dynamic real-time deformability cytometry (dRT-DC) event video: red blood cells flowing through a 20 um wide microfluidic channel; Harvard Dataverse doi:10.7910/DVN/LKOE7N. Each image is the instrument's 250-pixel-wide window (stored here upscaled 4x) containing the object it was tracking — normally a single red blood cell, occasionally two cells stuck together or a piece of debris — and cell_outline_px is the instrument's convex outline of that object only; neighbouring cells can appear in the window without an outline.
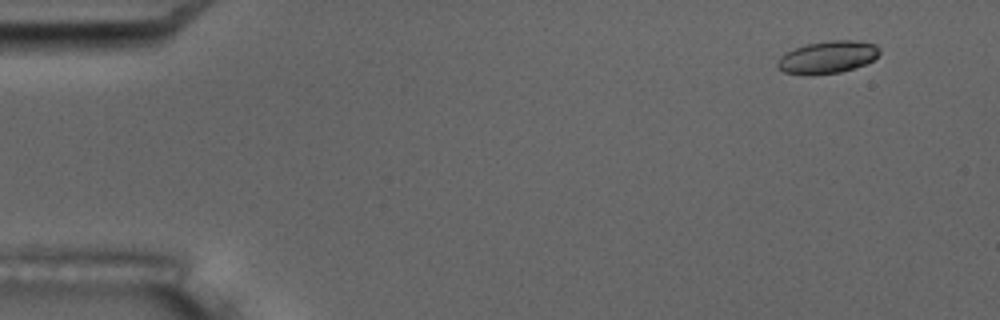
{"species": "common noctule bat (a hibernating species)", "species_latin": "Nyctalus noctula", "temperature_condition": "room temperature", "stored_images_in_passage": 7, "camera_frame_rate_fps": 3000, "um_per_image_px": 0.085, "animal": {"sex": "male", "body_mass_g": 17.5, "forearm_length_mm": 52.3}, "frame": {"image": 1, "passage_image": 2, "time_ms": 1.0, "image_size_px": [1000, 320], "cell_outline_px": [[880, 52], [872, 60], [864, 64], [840, 72], [812, 76], [804, 76], [784, 72], [776, 68], [776, 64], [780, 56], [796, 48], [808, 44], [832, 40], [856, 40], [876, 44], [880, 48]], "centroid_in_image_um": [70.32, 4.88], "position_along_channel_um": 14.7, "area_um2": 19.36}}
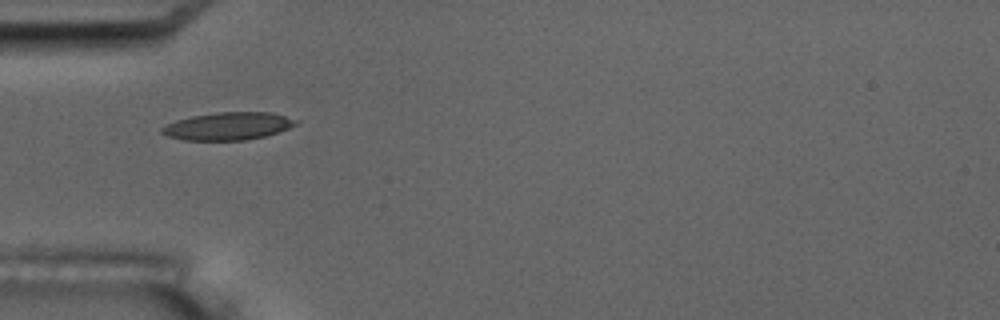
{"frame": {"image": 2, "passage_image": 6, "time_ms": 5.667, "image_size_px": [1000, 320], "cell_outline_px": [[300, 120], [296, 124], [288, 128], [264, 136], [244, 140], [184, 140], [168, 136], [160, 132], [160, 128], [176, 120], [192, 116], [216, 112], [268, 112]], "centroid_in_image_um": [19.36, 10.71], "position_along_channel_um": 65.6, "area_um2": 21.39}}